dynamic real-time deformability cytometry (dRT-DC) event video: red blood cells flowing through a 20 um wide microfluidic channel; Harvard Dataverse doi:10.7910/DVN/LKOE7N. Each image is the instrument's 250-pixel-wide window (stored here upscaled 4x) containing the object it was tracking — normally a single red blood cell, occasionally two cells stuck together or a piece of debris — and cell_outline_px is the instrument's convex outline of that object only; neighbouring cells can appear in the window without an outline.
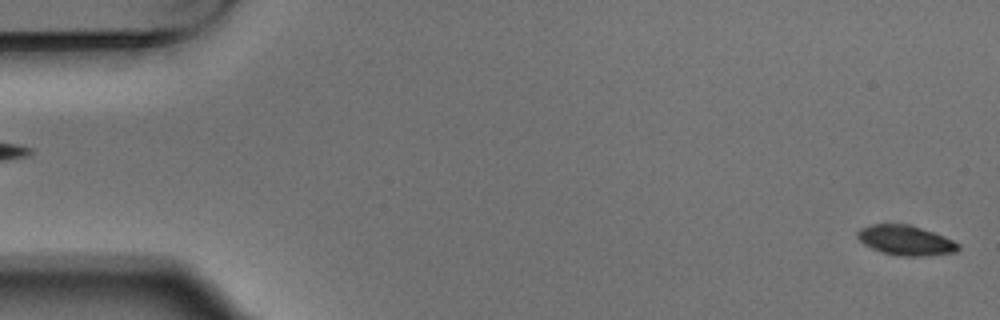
{"species": "Egyptian fruit bat (a non-hibernating species)", "species_latin": "Rousettus aegyptiacus", "temperature_condition": "warm", "stored_images_in_passage": 3, "segment_of_instrument_passage": [2, 2], "camera_frame_rate_fps": 3000, "um_per_image_px": 0.085, "animal": {"sex": "male"}, "frame": {"image": 1, "passage_image": 3, "time_ms": 0.667, "image_size_px": [1000, 320], "cell_outline_px": [[960, 248], [956, 252], [928, 256], [900, 256], [880, 252], [864, 244], [856, 236], [856, 232], [860, 228], [872, 224], [908, 224], [944, 236], [960, 244]], "centroid_in_image_um": [76.97, 20.44], "position_along_channel_um": 8.0, "area_um2": 17.57}}